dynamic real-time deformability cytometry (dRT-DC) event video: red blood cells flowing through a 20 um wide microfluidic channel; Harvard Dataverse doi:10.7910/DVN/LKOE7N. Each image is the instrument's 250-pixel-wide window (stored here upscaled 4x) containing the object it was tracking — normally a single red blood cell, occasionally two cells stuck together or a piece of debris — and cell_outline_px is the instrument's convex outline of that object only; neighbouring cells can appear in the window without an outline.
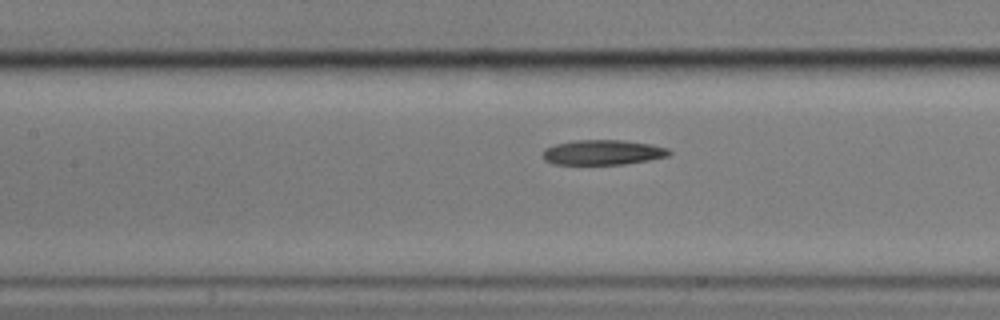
{"species": "common noctule bat (a hibernating species)", "species_latin": "Nyctalus noctula", "temperature_condition": "cold", "stored_images_in_passage": 7, "segment_of_instrument_passage": [2, 2], "camera_frame_rate_fps": 3000, "um_per_image_px": 0.085, "animal": {"sex": "male", "body_mass_g": 17.9}, "frame": {"image": 1, "passage_image": 7, "time_ms": 8.0, "image_size_px": [1000, 320], "cell_outline_px": [[672, 156], [624, 164], [552, 164], [544, 160], [544, 148], [556, 144], [572, 140], [624, 140], [652, 144], [668, 148], [672, 152]], "centroid_in_image_um": [51.28, 12.94], "position_along_channel_um": 156.1, "area_um2": 18.55}}